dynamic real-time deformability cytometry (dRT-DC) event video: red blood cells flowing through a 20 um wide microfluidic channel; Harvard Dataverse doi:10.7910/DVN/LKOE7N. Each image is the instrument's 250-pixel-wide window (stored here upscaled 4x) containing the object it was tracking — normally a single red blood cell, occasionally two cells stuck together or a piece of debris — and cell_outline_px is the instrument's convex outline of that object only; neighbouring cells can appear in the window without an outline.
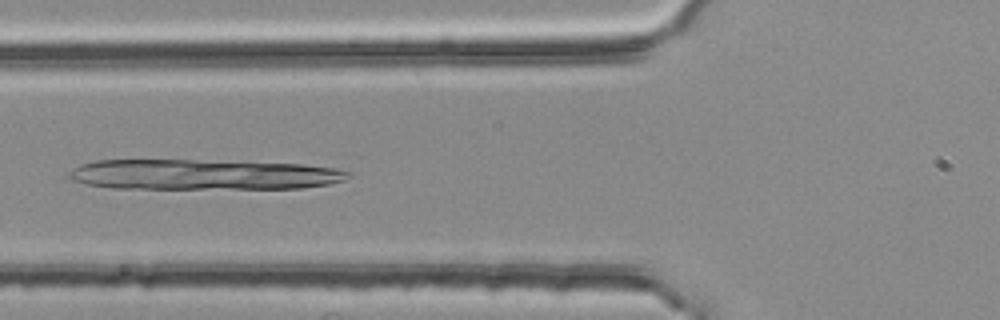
{"species": "common noctule bat (a hibernating species)", "species_latin": "Nyctalus noctula", "temperature_condition": "room temperature", "stored_images_in_passage": 2, "camera_frame_rate_fps": 3000, "um_per_image_px": 0.085, "animal": {"sex": "female", "body_mass_g": 25.1}, "frame": {"image": 1, "passage_image": 2, "time_ms": 0.333, "image_size_px": [1000, 320], "cell_outline_px": [[352, 176], [344, 180], [328, 184], [304, 188], [112, 188], [88, 184], [72, 180], [68, 176], [68, 172], [72, 168], [80, 164], [96, 160], [196, 160], [300, 164], [332, 168], [352, 172]], "centroid_in_image_um": [17.26, 14.83], "position_along_channel_um": 108.5, "area_um2": 49.3}}